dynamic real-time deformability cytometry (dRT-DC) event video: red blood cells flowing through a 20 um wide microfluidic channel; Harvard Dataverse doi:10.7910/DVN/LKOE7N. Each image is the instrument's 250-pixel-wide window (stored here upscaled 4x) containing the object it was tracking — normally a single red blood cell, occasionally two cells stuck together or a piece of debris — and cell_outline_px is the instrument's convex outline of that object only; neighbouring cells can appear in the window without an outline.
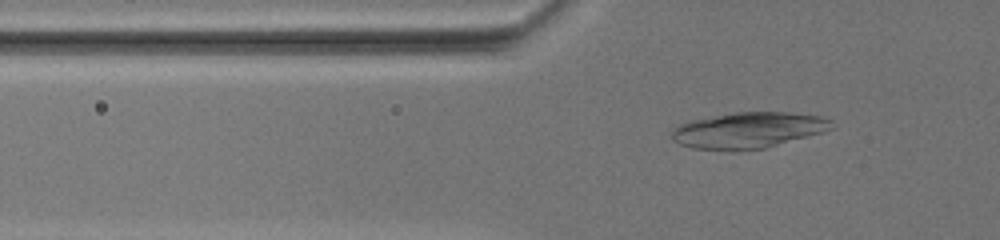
{"species": "common noctule bat (a hibernating species)", "species_latin": "Nyctalus noctula", "temperature_condition": "warm", "stored_images_in_passage": 51, "camera_frame_rate_fps": 3000, "um_per_image_px": 0.085, "animal": {"sex": "female", "body_mass_g": 19.5, "forearm_length_mm": 54.1}, "frame": {"image": 1, "passage_image": 6, "time_ms": 1.667, "image_size_px": [1000, 240], "cell_outline_px": [[836, 128], [824, 132], [764, 148], [692, 148], [680, 144], [672, 140], [668, 136], [672, 128], [676, 124], [692, 120], [736, 112], [792, 112], [824, 116], [832, 120]], "centroid_in_image_um": [63.64, 11.03], "position_along_channel_um": 62.2, "area_um2": 33.29}}
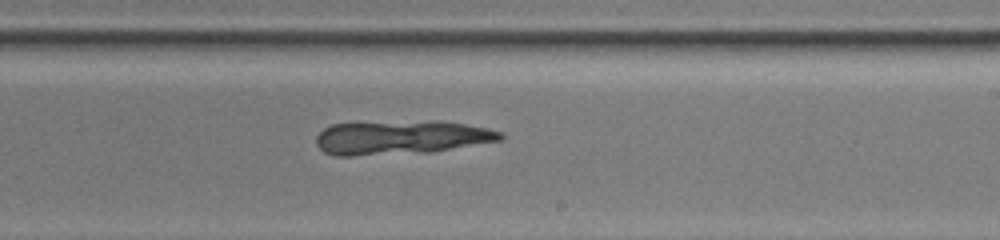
{"frame": {"image": 2, "passage_image": 26, "time_ms": 8.333, "image_size_px": [1000, 240], "cell_outline_px": [[504, 136], [500, 140], [432, 152], [352, 156], [332, 156], [324, 152], [316, 144], [316, 136], [324, 128], [332, 124], [356, 120], [440, 120], [488, 128], [504, 132]], "centroid_in_image_um": [34.02, 11.65], "position_along_channel_um": 255.0, "area_um2": 37.8}}
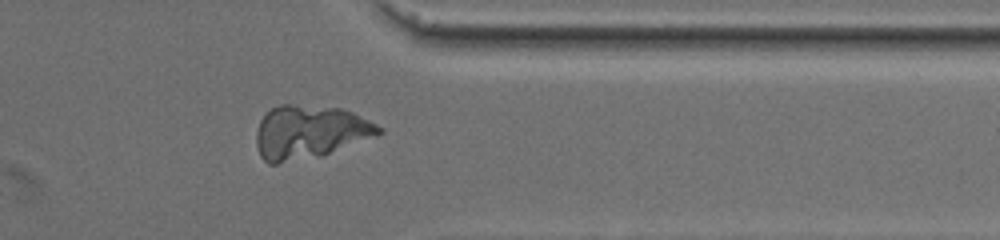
{"frame": {"image": 3, "passage_image": 39, "time_ms": 12.667, "image_size_px": [1000, 240], "cell_outline_px": [[384, 132], [376, 136], [320, 156], [276, 164], [268, 164], [260, 156], [256, 144], [256, 132], [260, 120], [272, 108], [280, 104], [288, 104], [340, 108], [352, 112], [384, 128]], "centroid_in_image_um": [26.31, 11.23], "position_along_channel_um": 385.1, "area_um2": 37.97}}